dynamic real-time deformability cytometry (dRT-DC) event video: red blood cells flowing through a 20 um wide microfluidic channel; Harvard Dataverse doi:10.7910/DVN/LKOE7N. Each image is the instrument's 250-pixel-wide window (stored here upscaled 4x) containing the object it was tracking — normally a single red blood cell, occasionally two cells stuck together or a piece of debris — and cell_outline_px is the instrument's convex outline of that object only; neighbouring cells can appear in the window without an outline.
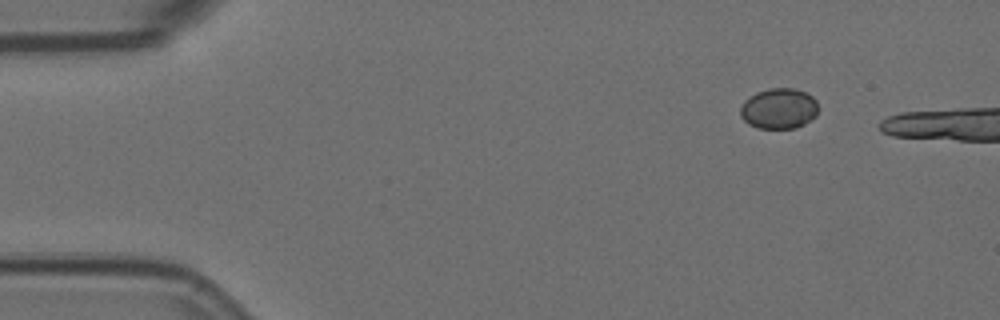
{"species": "Egyptian fruit bat (a non-hibernating species)", "species_latin": "Rousettus aegyptiacus", "temperature_condition": "room temperature", "stored_images_in_passage": 5, "camera_frame_rate_fps": 3000, "um_per_image_px": 0.085, "animal": {"sex": "female"}, "frame": {"image": 1, "passage_image": 1, "time_ms": 0.0, "image_size_px": [1000, 320], "cell_outline_px": [[816, 116], [804, 124], [796, 128], [756, 128], [748, 124], [740, 116], [740, 108], [744, 100], [756, 92], [768, 88], [796, 88], [812, 96], [816, 100]], "centroid_in_image_um": [66.18, 9.22], "position_along_channel_um": 18.8, "area_um2": 18.5}}